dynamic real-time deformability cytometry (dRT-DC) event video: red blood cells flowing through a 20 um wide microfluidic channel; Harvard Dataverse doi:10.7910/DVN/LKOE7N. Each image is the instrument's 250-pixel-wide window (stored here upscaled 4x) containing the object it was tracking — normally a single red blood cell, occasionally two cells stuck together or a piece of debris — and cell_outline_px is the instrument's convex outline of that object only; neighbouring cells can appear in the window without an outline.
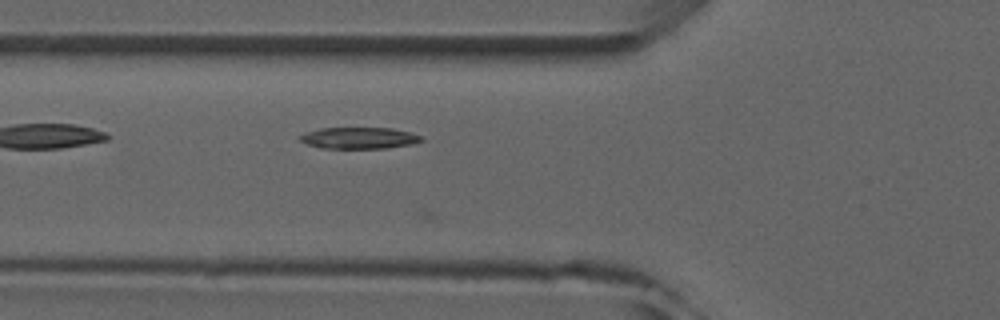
{"species": "common noctule bat (a hibernating species)", "species_latin": "Nyctalus noctula", "temperature_condition": "room temperature", "stored_images_in_passage": 2, "camera_frame_rate_fps": 3000, "um_per_image_px": 0.085, "animal": {"sex": "male", "forearm_length_mm": 52.5}, "frame": {"image": 1, "passage_image": 2, "time_ms": 1.0, "image_size_px": [1000, 320], "cell_outline_px": [[424, 140], [412, 144], [388, 148], [320, 148], [308, 144], [300, 140], [300, 136], [304, 132], [320, 128], [392, 128], [424, 136]], "centroid_in_image_um": [30.55, 11.73], "position_along_channel_um": 95.3, "area_um2": 15.2}}